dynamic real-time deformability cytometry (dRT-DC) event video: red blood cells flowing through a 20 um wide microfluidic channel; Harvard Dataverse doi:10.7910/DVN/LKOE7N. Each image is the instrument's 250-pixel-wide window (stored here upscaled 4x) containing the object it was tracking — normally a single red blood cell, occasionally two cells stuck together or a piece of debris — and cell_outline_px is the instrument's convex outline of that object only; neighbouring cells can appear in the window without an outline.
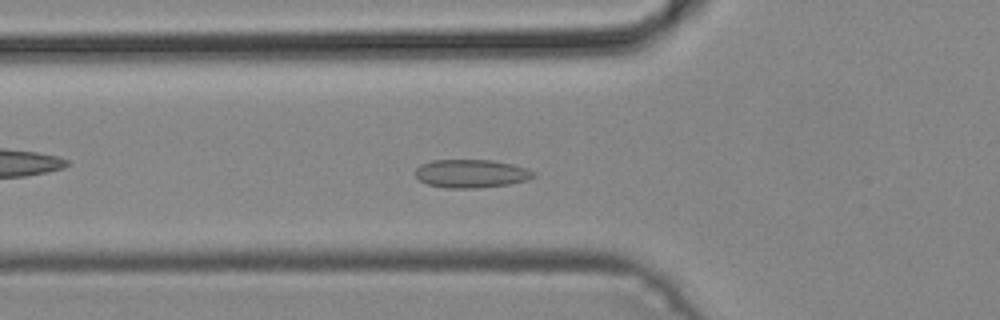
{"species": "common noctule bat (a hibernating species)", "species_latin": "Nyctalus noctula", "temperature_condition": "cold", "stored_images_in_passage": 46, "camera_frame_rate_fps": 3000, "um_per_image_px": 0.085, "animal": {"sex": "male", "body_mass_g": 19.2, "forearm_length_mm": 51.8}, "frame": {"image": 1, "passage_image": 14, "time_ms": 4.333, "image_size_px": [1000, 320], "cell_outline_px": [[536, 172], [528, 180], [508, 184], [472, 188], [444, 188], [428, 184], [420, 180], [416, 176], [416, 168], [420, 164], [432, 160], [492, 160], [512, 164], [528, 168]], "centroid_in_image_um": [40.04, 14.75], "position_along_channel_um": 85.8, "area_um2": 19.42}}
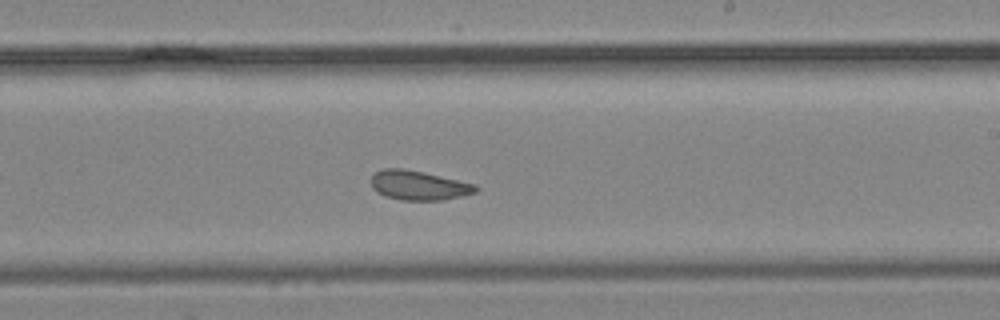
{"frame": {"image": 2, "passage_image": 26, "time_ms": 8.333, "image_size_px": [1000, 320], "cell_outline_px": [[480, 188], [476, 192], [444, 200], [404, 200], [384, 196], [376, 192], [372, 188], [368, 180], [376, 172], [384, 168], [404, 168], [424, 172], [476, 184]], "centroid_in_image_um": [35.56, 15.75], "position_along_channel_um": 253.4, "area_um2": 18.15}}
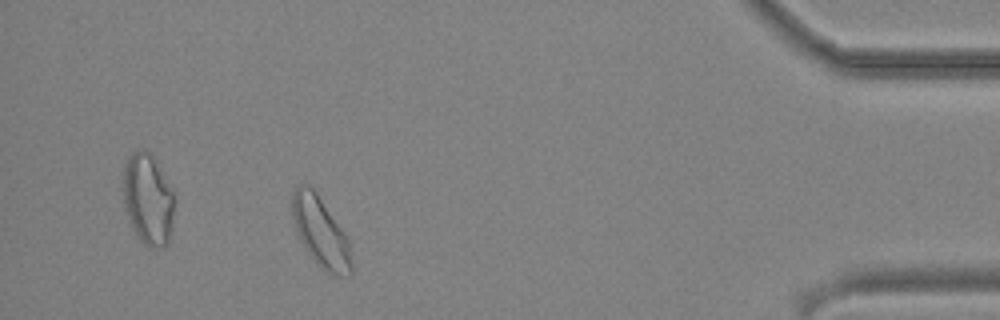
{"frame": {"image": 3, "passage_image": 41, "time_ms": 13.333, "image_size_px": [1000, 320], "cell_outline_px": [[352, 272], [348, 276], [332, 276], [316, 264], [308, 252], [296, 228], [292, 216], [292, 192], [296, 184], [308, 184], [316, 192], [344, 232], [348, 240], [352, 264]], "centroid_in_image_um": [27.26, 19.73], "position_along_channel_um": 407.9, "area_um2": 23.93}}